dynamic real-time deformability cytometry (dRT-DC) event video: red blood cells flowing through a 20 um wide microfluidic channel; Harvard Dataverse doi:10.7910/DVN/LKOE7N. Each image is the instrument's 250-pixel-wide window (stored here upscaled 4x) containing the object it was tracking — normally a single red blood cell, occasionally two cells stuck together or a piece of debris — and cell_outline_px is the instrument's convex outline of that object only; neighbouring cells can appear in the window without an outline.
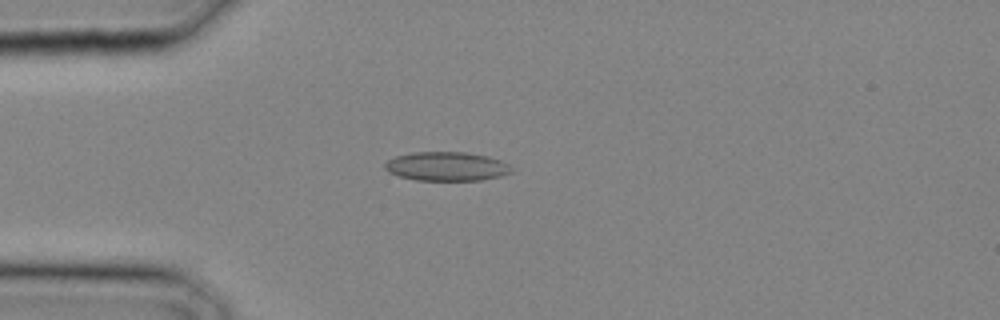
{"species": "common noctule bat (a hibernating species)", "species_latin": "Nyctalus noctula", "temperature_condition": "cold", "stored_images_in_passage": 22, "camera_frame_rate_fps": 3000, "um_per_image_px": 0.085, "animal": {"sex": "male", "body_mass_g": 20.4}, "frame": {"image": 1, "passage_image": 1, "time_ms": 0.0, "image_size_px": [1000, 320], "cell_outline_px": [[512, 172], [500, 176], [480, 180], [416, 180], [400, 176], [388, 172], [384, 168], [384, 164], [388, 160], [396, 156], [412, 152], [464, 152], [488, 156], [500, 160], [508, 164], [512, 168]], "centroid_in_image_um": [37.95, 14.14], "position_along_channel_um": 47.0, "area_um2": 21.33}}
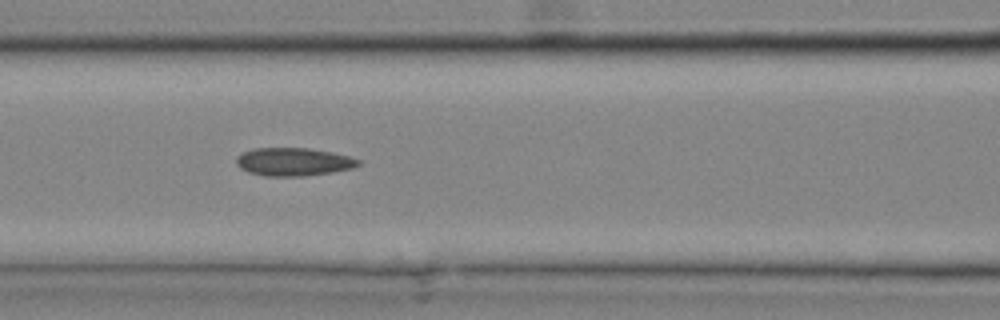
{"frame": {"image": 2, "passage_image": 6, "time_ms": 1.667, "image_size_px": [1000, 320], "cell_outline_px": [[360, 164], [352, 168], [332, 172], [304, 176], [264, 176], [248, 172], [240, 168], [236, 164], [236, 156], [240, 152], [252, 148], [308, 148], [332, 152], [348, 156], [360, 160]], "centroid_in_image_um": [24.89, 13.75], "position_along_channel_um": 141.7, "area_um2": 20.11}}
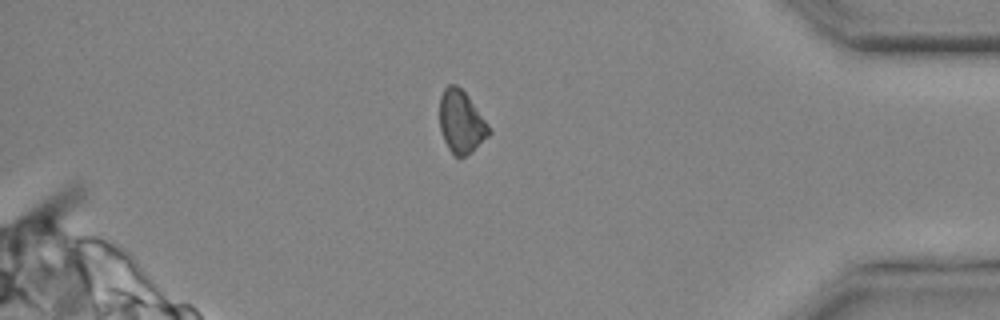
{"frame": {"image": 3, "passage_image": 19, "time_ms": 6.0, "image_size_px": [1000, 320], "cell_outline_px": [[492, 132], [472, 152], [464, 156], [456, 156], [448, 148], [444, 140], [440, 128], [440, 96], [444, 88], [448, 84], [456, 84], [468, 96], [488, 124]], "centroid_in_image_um": [39.2, 10.35], "position_along_channel_um": 396.0, "area_um2": 17.86}}